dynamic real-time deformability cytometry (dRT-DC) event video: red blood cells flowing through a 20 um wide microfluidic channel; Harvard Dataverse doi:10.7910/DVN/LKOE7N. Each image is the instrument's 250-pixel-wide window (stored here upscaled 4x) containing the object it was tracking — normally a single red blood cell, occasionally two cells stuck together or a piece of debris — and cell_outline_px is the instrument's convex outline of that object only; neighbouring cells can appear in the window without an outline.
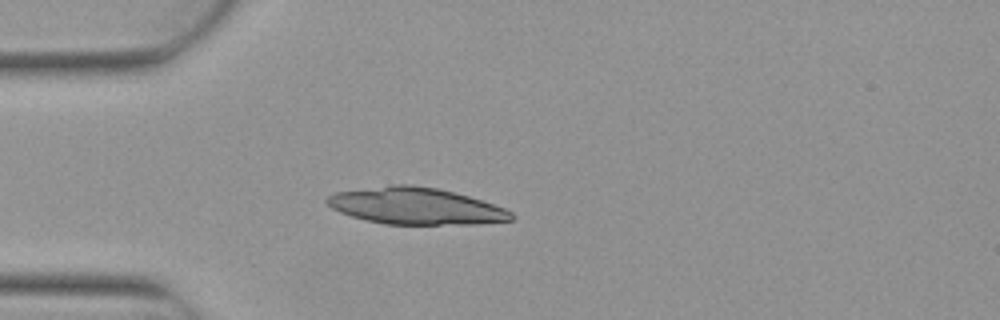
{"species": "Egyptian fruit bat (a non-hibernating species)", "species_latin": "Rousettus aegyptiacus", "temperature_condition": "warm", "stored_images_in_passage": 1, "camera_frame_rate_fps": 3000, "um_per_image_px": 0.085, "animal": {"sex": "female"}, "frame": {"image": 1, "passage_image": 1, "time_ms": 0.0, "image_size_px": [1000, 320], "cell_outline_px": [[516, 216], [512, 220], [472, 224], [384, 224], [364, 220], [340, 212], [332, 208], [324, 200], [328, 196], [336, 192], [392, 184], [412, 184], [436, 188], [468, 196], [504, 208], [512, 212]], "centroid_in_image_um": [35.31, 17.51], "position_along_channel_um": 49.7, "area_um2": 39.25}}